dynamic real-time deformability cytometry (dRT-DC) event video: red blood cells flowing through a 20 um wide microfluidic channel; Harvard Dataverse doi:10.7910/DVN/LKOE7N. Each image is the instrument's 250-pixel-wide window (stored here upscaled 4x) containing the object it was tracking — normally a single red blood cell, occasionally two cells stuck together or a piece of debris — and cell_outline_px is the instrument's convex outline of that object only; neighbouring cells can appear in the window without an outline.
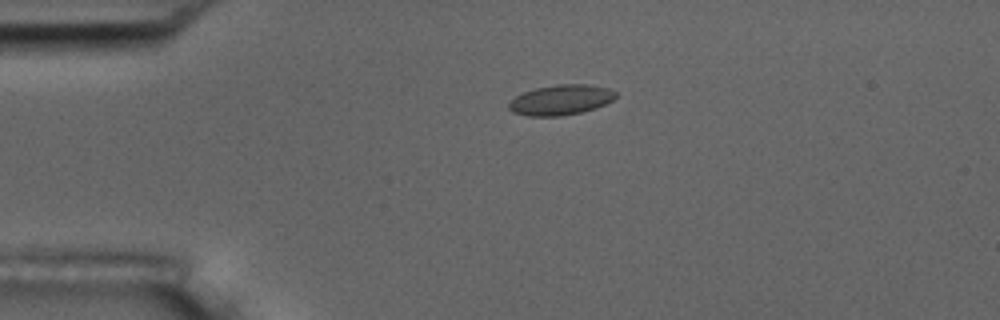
{"species": "common noctule bat (a hibernating species)", "species_latin": "Nyctalus noctula", "temperature_condition": "room temperature", "stored_images_in_passage": 44, "camera_frame_rate_fps": 3000, "um_per_image_px": 0.085, "animal": {"sex": "male", "body_mass_g": 17.5, "forearm_length_mm": 52.3}, "frame": {"image": 1, "passage_image": 1, "time_ms": 0.0, "image_size_px": [1000, 320], "cell_outline_px": [[616, 96], [612, 100], [596, 108], [580, 112], [560, 116], [528, 116], [512, 112], [508, 108], [508, 104], [516, 96], [524, 92], [536, 88], [556, 84], [588, 84], [608, 88], [616, 92]], "centroid_in_image_um": [47.66, 8.49], "position_along_channel_um": 37.3, "area_um2": 18.73}}
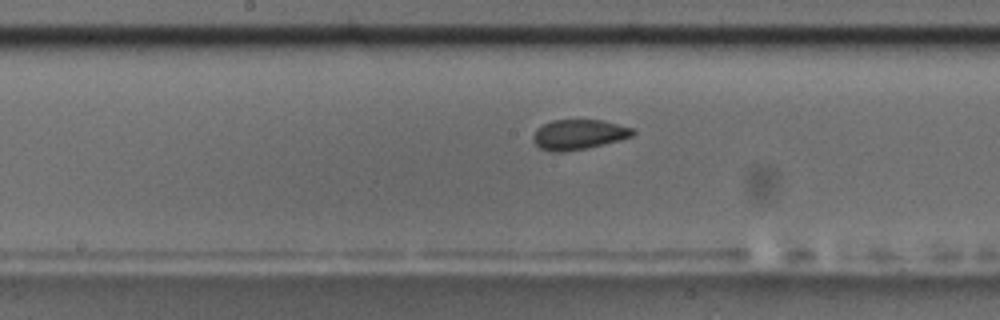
{"frame": {"image": 2, "passage_image": 17, "time_ms": 5.333, "image_size_px": [1000, 320], "cell_outline_px": [[636, 132], [632, 136], [620, 140], [588, 148], [564, 152], [552, 152], [540, 148], [532, 140], [532, 136], [536, 128], [552, 120], [600, 120], [632, 128]], "centroid_in_image_um": [49.15, 11.44], "position_along_channel_um": 199.0, "area_um2": 17.46}}
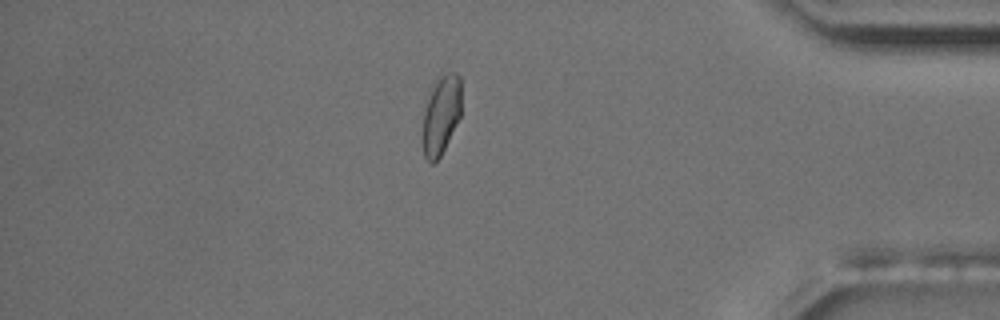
{"frame": {"image": 3, "passage_image": 36, "time_ms": 11.667, "image_size_px": [1000, 320], "cell_outline_px": [[460, 116], [440, 156], [432, 164], [424, 156], [420, 140], [424, 112], [428, 88], [436, 76], [440, 72], [456, 72], [460, 76]], "centroid_in_image_um": [37.43, 9.69], "position_along_channel_um": 397.8, "area_um2": 18.55}, "authors_computed_cell_mechanics": {"area_um2": 17.629, "velocity_mm_per_s": 3.6602, "shape_relaxation_time_tau1_ms": null, "shape_relaxation_time_tau2_ms": 0.5348, "deformation_change_tau1": null, "deformation_change_tau2": 0.048}}